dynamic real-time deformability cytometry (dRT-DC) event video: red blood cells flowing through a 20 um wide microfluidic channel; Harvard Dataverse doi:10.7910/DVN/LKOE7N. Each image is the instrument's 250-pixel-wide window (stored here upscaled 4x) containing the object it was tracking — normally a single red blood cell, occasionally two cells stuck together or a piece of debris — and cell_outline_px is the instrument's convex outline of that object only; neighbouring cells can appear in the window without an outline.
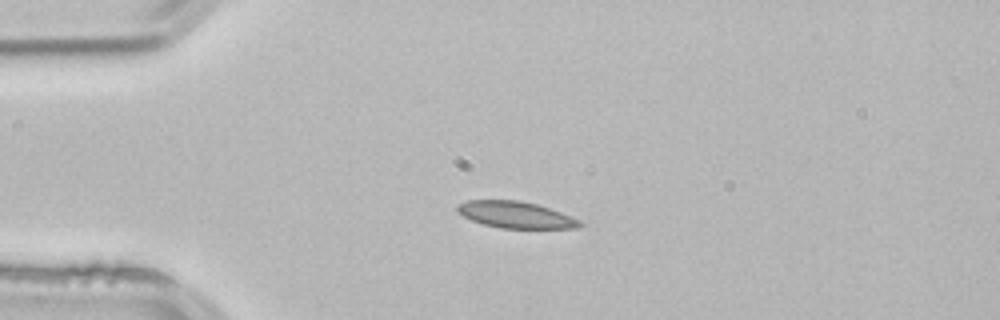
{"species": "common noctule bat (a hibernating species)", "species_latin": "Nyctalus noctula", "temperature_condition": "room temperature", "stored_images_in_passage": 2, "camera_frame_rate_fps": 3000, "um_per_image_px": 0.085, "animal": {"sex": "male", "body_mass_g": 21.5, "forearm_length_mm": 52.0}, "frame": {"image": 1, "passage_image": 1, "time_ms": 0.0, "image_size_px": [1000, 320], "cell_outline_px": [[584, 224], [580, 228], [500, 228], [484, 224], [472, 220], [456, 212], [456, 204], [468, 200], [520, 200], [536, 204], [560, 212], [580, 220]], "centroid_in_image_um": [43.81, 18.25], "position_along_channel_um": 41.2, "area_um2": 18.96}}
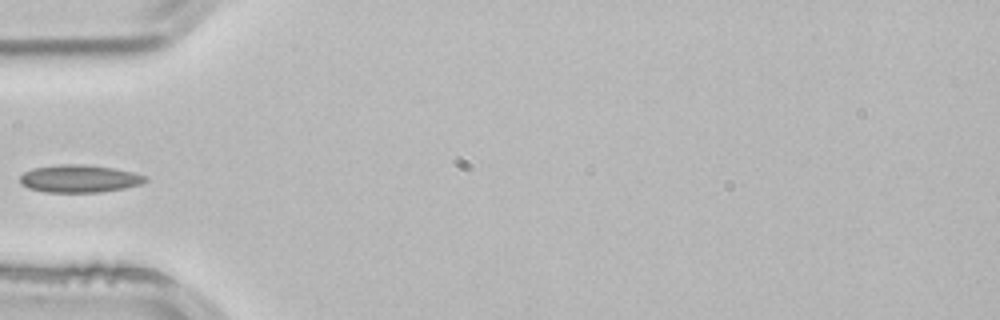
{"frame": {"image": 2, "passage_image": 2, "time_ms": 0.333, "image_size_px": [1000, 320], "cell_outline_px": [[148, 180], [140, 184], [124, 188], [100, 192], [44, 192], [28, 188], [20, 184], [20, 176], [24, 172], [32, 168], [60, 164], [84, 164], [112, 168], [132, 172], [148, 176]], "centroid_in_image_um": [6.72, 15.18], "position_along_channel_um": 78.3, "area_um2": 20.23}}